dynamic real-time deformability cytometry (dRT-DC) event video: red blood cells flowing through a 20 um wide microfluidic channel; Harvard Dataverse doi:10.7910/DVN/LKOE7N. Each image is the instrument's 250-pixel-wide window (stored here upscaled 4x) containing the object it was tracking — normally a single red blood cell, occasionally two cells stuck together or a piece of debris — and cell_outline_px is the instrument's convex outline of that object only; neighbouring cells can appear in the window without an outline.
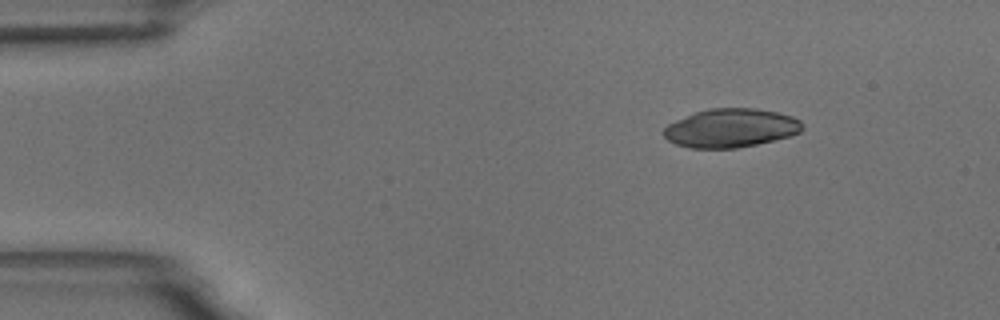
{"species": "common noctule bat (a hibernating species)", "species_latin": "Nyctalus noctula", "temperature_condition": "room temperature", "stored_images_in_passage": 48, "camera_frame_rate_fps": 3000, "um_per_image_px": 0.085, "animal": {"sex": "male", "body_mass_g": 18.8}, "frame": {"image": 1, "passage_image": 1, "time_ms": 0.0, "image_size_px": [1000, 320], "cell_outline_px": [[804, 128], [800, 132], [788, 136], [756, 144], [736, 148], [688, 148], [676, 144], [668, 140], [664, 136], [664, 128], [668, 124], [676, 120], [696, 112], [708, 108], [756, 108], [776, 112], [792, 116], [800, 120], [804, 124]], "centroid_in_image_um": [62.12, 10.88], "position_along_channel_um": 22.9, "area_um2": 31.15}}